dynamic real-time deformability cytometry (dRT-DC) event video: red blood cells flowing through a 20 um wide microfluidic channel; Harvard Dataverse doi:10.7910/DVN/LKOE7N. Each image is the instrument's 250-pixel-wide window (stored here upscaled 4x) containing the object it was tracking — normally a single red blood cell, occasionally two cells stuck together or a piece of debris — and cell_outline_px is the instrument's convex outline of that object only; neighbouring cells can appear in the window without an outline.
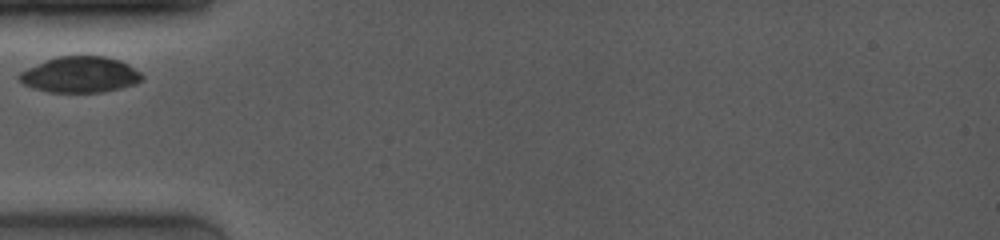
{"species": "common noctule bat (a hibernating species)", "species_latin": "Nyctalus noctula", "temperature_condition": "room temperature", "stored_images_in_passage": 22, "camera_frame_rate_fps": 4000, "um_per_image_px": 0.085, "animal": {"sex": "female", "body_mass_g": 19.0, "forearm_length_mm": 53.3}, "frame": {"image": 1, "passage_image": 1, "time_ms": 0.0, "image_size_px": [1000, 240], "cell_outline_px": [[144, 76], [140, 80], [132, 84], [120, 88], [104, 92], [48, 92], [32, 88], [24, 84], [16, 76], [20, 72], [44, 60], [56, 56], [104, 56], [120, 60], [128, 64], [140, 72]], "centroid_in_image_um": [6.78, 6.34], "position_along_channel_um": 78.2, "area_um2": 25.72}}
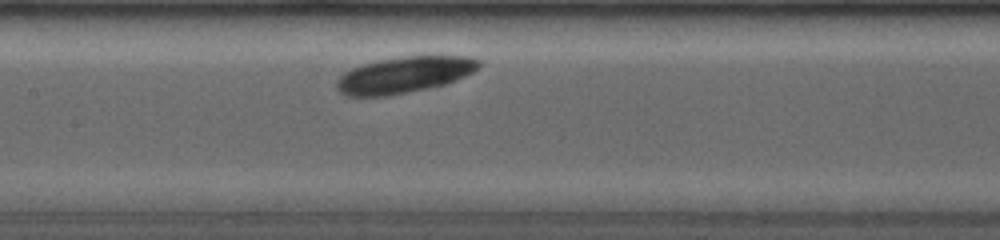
{"frame": {"image": 2, "passage_image": 7, "time_ms": 2.5, "image_size_px": [1000, 240], "cell_outline_px": [[480, 68], [456, 80], [444, 84], [428, 88], [388, 96], [344, 96], [336, 88], [336, 80], [344, 72], [360, 64], [380, 60], [404, 56], [468, 56], [480, 60]], "centroid_in_image_um": [34.34, 6.36], "position_along_channel_um": 173.1, "area_um2": 30.11}}
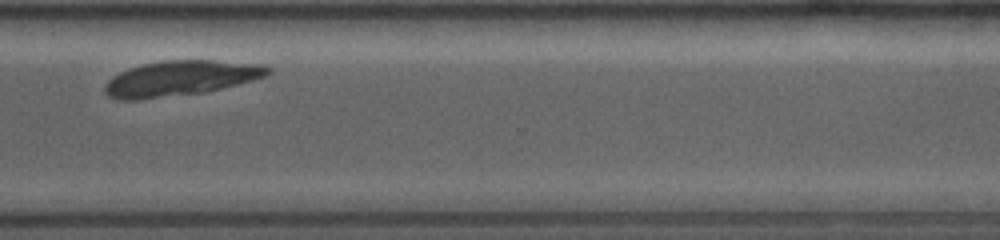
{"frame": {"image": 3, "passage_image": 21, "time_ms": 7.25, "image_size_px": [1000, 240], "cell_outline_px": [[272, 72], [264, 76], [252, 80], [204, 92], [136, 100], [116, 100], [108, 96], [104, 92], [104, 84], [112, 76], [128, 68], [140, 64], [160, 60], [212, 60], [264, 64], [272, 68]], "centroid_in_image_um": [15.29, 6.64], "position_along_channel_um": 355.3, "area_um2": 33.58}}